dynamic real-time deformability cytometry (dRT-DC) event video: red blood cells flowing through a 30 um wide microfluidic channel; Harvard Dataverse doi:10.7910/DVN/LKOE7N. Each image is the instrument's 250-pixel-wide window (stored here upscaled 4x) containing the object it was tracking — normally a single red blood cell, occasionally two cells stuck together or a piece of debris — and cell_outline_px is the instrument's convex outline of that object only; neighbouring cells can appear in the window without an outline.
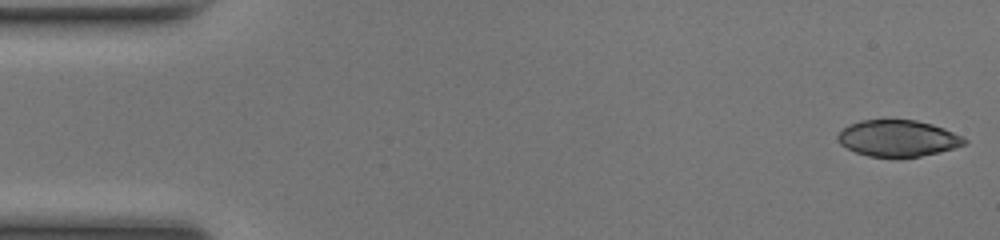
{"species": "common noctule bat (a hibernating species)", "species_latin": "Nyctalus noctula", "temperature_condition": "room temperature", "stored_images_in_passage": 49, "camera_frame_rate_fps": 3000, "um_per_image_px": 0.085, "animal": {"sex": "female", "body_mass_g": 17.0, "forearm_length_mm": 48.0}, "frame": {"image": 1, "passage_image": 1, "time_ms": 0.0, "image_size_px": [1000, 240], "cell_outline_px": [[968, 144], [940, 152], [900, 160], [896, 160], [868, 156], [856, 152], [840, 144], [836, 140], [836, 136], [848, 124], [860, 120], [916, 120], [932, 124], [944, 128], [964, 136], [968, 140]], "centroid_in_image_um": [76.34, 11.79], "position_along_channel_um": 8.7, "area_um2": 27.69}}